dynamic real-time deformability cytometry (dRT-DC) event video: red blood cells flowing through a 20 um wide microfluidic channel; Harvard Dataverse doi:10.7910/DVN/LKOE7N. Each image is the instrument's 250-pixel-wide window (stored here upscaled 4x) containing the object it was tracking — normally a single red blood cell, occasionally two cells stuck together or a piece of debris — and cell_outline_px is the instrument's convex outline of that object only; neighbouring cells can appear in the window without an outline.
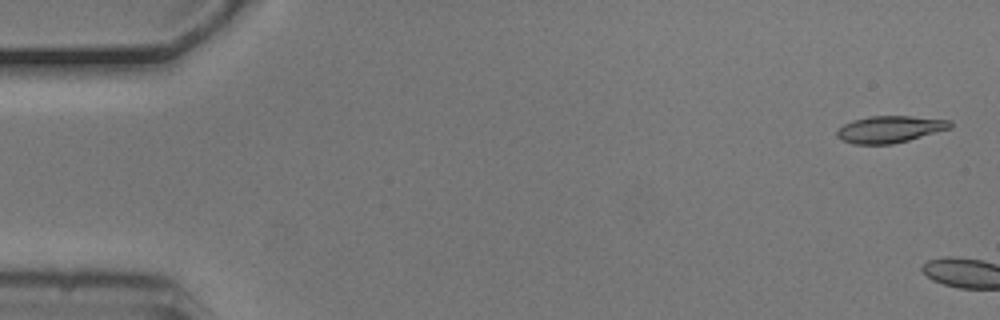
{"species": "common noctule bat (a hibernating species)", "species_latin": "Nyctalus noctula", "temperature_condition": "cold", "stored_images_in_passage": 3, "camera_frame_rate_fps": 3000, "um_per_image_px": 0.085, "animal": {"sex": "male", "body_mass_g": 20.5, "forearm_length_mm": 52.5}, "frame": {"image": 1, "passage_image": 1, "time_ms": 0.0, "image_size_px": [1000, 320], "cell_outline_px": [[952, 128], [908, 140], [892, 144], [852, 144], [840, 140], [836, 136], [836, 132], [844, 124], [852, 120], [872, 116], [912, 116], [952, 120]], "centroid_in_image_um": [75.64, 10.99], "position_along_channel_um": 9.4, "area_um2": 17.8}}